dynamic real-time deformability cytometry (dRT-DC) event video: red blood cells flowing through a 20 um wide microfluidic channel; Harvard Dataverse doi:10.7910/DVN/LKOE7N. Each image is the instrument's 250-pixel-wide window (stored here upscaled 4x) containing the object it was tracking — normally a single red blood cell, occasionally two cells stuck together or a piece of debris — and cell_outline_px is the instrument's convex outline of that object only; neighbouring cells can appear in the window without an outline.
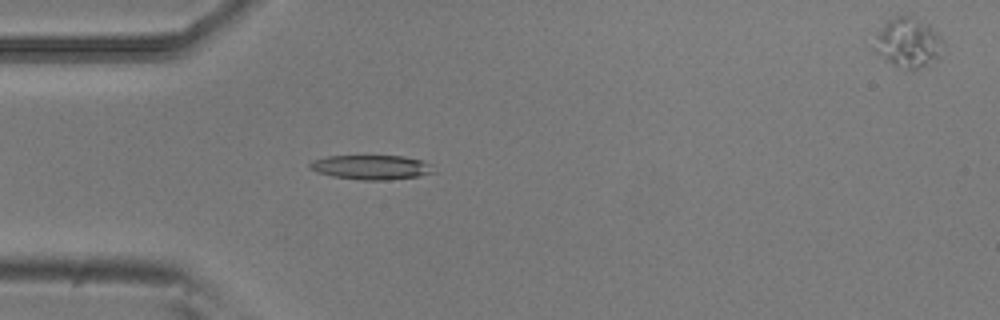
{"species": "common noctule bat (a hibernating species)", "species_latin": "Nyctalus noctula", "temperature_condition": "room temperature", "stored_images_in_passage": 41, "camera_frame_rate_fps": 3000, "um_per_image_px": 0.085, "animal": {"sex": "male", "body_mass_g": 20.5, "forearm_length_mm": 52.5}, "frame": {"image": 1, "passage_image": 3, "time_ms": 0.667, "image_size_px": [1000, 320], "cell_outline_px": [[436, 172], [420, 176], [388, 180], [360, 180], [332, 176], [316, 172], [308, 168], [308, 164], [312, 160], [328, 156], [404, 156], [424, 160], [432, 164]], "centroid_in_image_um": [31.59, 14.22], "position_along_channel_um": 53.4, "area_um2": 17.98}}
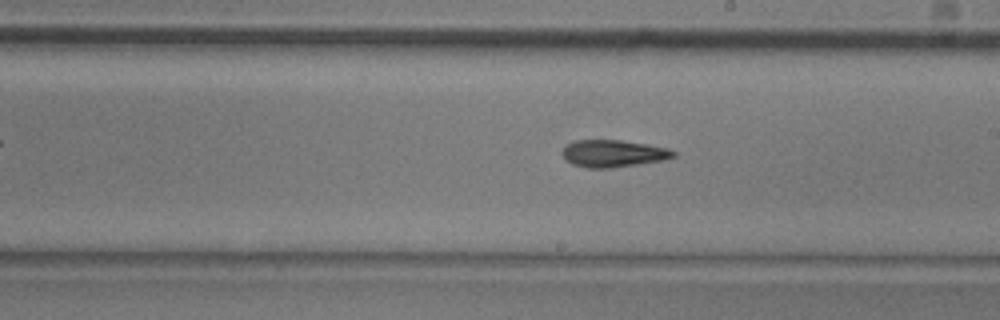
{"frame": {"image": 2, "passage_image": 18, "time_ms": 5.667, "image_size_px": [1000, 320], "cell_outline_px": [[676, 156], [664, 160], [612, 168], [588, 168], [572, 164], [560, 152], [572, 140], [620, 140], [648, 144], [668, 148], [676, 152]], "centroid_in_image_um": [52.14, 13.04], "position_along_channel_um": 236.9, "area_um2": 17.63}}
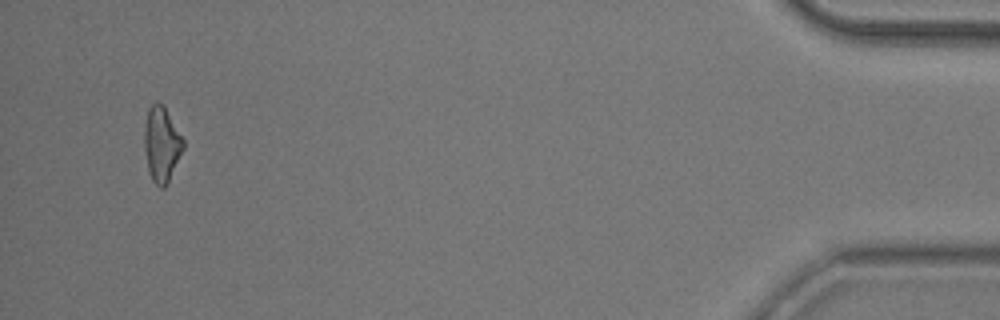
{"frame": {"image": 3, "passage_image": 39, "time_ms": 12.667, "image_size_px": [1000, 320], "cell_outline_px": [[184, 148], [168, 184], [164, 188], [160, 188], [152, 180], [148, 168], [144, 148], [144, 128], [148, 108], [156, 100], [164, 104], [184, 140]], "centroid_in_image_um": [13.74, 12.24], "position_along_channel_um": 421.5, "area_um2": 17.28}, "authors_computed_cell_mechanics": {"area_um2": 17.4556, "velocity_mm_per_s": 3.7789, "shape_relaxation_time_tau1_ms": 3.5569, "shape_relaxation_time_tau2_ms": 8.5117, "deformation_change_tau1": 0.1659, "deformation_change_tau2": 0.206}}